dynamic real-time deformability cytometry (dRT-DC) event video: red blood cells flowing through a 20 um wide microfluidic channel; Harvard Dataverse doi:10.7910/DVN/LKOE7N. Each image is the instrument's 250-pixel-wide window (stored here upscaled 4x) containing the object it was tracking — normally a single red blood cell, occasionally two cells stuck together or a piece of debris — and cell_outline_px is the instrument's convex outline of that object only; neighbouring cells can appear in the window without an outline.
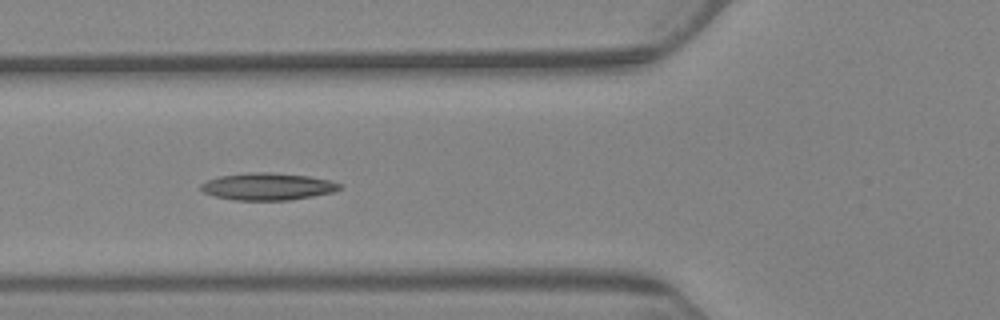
{"species": "Egyptian fruit bat (a non-hibernating species)", "species_latin": "Rousettus aegyptiacus", "temperature_condition": "warm", "stored_images_in_passage": 8, "camera_frame_rate_fps": 3000, "um_per_image_px": 0.085, "animal": {"sex": "female"}, "frame": {"image": 1, "passage_image": 6, "time_ms": 5.667, "image_size_px": [1000, 320], "cell_outline_px": [[344, 188], [332, 192], [312, 196], [288, 200], [232, 200], [216, 196], [204, 192], [200, 188], [200, 184], [208, 180], [220, 176], [248, 172], [272, 172], [308, 176], [328, 180], [344, 184]], "centroid_in_image_um": [22.78, 15.85], "position_along_channel_um": 103.0, "area_um2": 21.96}}
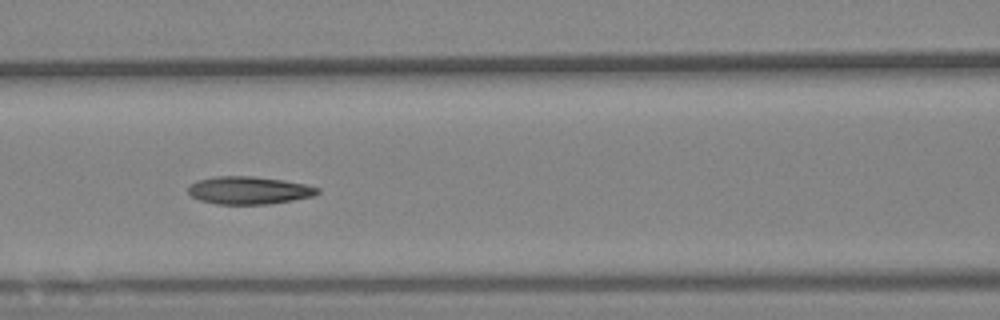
{"frame": {"image": 2, "passage_image": 7, "time_ms": 7.0, "image_size_px": [1000, 320], "cell_outline_px": [[320, 192], [312, 196], [292, 200], [268, 204], [216, 204], [200, 200], [192, 196], [188, 192], [188, 188], [196, 180], [216, 176], [252, 176], [280, 180], [304, 184], [320, 188]], "centroid_in_image_um": [21.14, 16.18], "position_along_channel_um": 145.5, "area_um2": 20.69}}
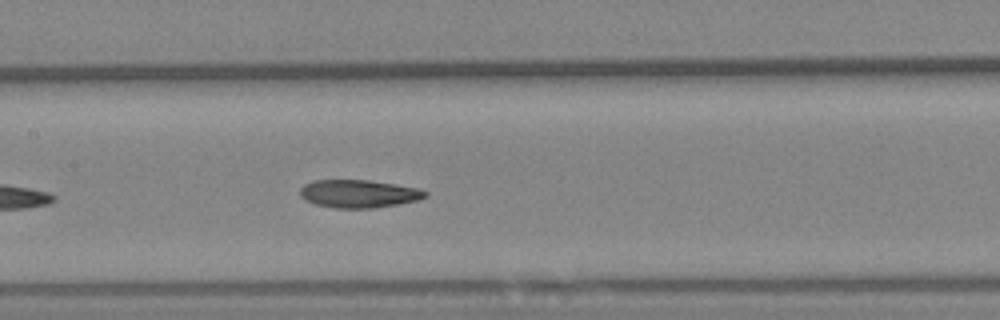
{"frame": {"image": 3, "passage_image": 8, "time_ms": 8.0, "image_size_px": [1000, 320], "cell_outline_px": [[428, 196], [420, 200], [400, 204], [372, 208], [336, 208], [316, 204], [304, 200], [300, 196], [300, 188], [304, 184], [312, 180], [368, 180], [420, 188], [428, 192]], "centroid_in_image_um": [30.51, 16.46], "position_along_channel_um": 176.9, "area_um2": 20.58}}